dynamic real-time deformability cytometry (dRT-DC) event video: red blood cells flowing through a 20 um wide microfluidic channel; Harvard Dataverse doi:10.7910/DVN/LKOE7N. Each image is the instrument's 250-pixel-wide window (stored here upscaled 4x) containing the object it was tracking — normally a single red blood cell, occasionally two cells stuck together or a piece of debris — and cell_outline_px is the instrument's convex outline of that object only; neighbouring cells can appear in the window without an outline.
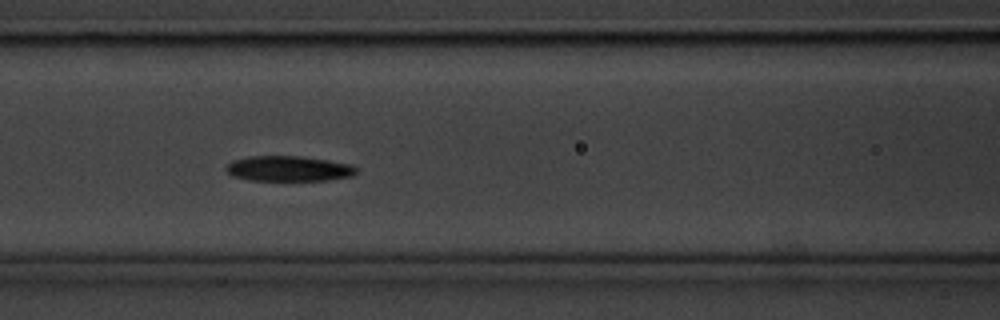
{"species": "common noctule bat (a hibernating species)", "species_latin": "Nyctalus noctula", "temperature_condition": "cold", "stored_images_in_passage": 48, "camera_frame_rate_fps": 3000, "um_per_image_px": 0.085, "animal": {"sex": "male", "body_mass_g": 20.1, "forearm_length_mm": 53.5}, "frame": {"image": 1, "passage_image": 14, "time_ms": 4.333, "image_size_px": [1000, 320], "cell_outline_px": [[356, 172], [352, 176], [328, 180], [248, 180], [232, 176], [224, 168], [232, 160], [248, 156], [300, 156], [328, 160], [352, 164], [356, 168]], "centroid_in_image_um": [24.51, 14.33], "position_along_channel_um": 142.1, "area_um2": 19.25}}
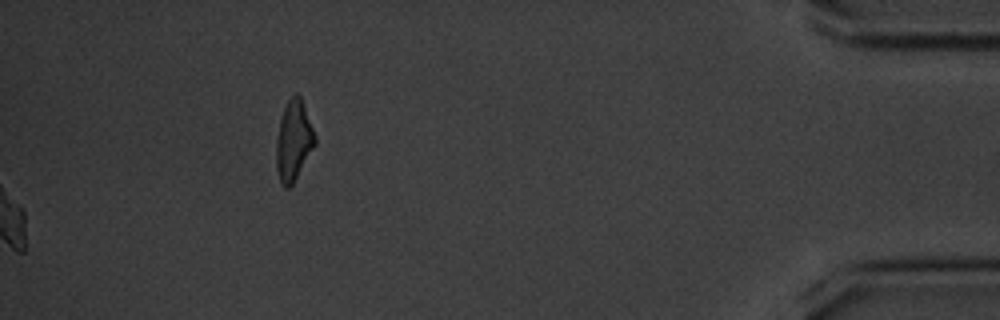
{"frame": {"image": 2, "passage_image": 48, "time_ms": 15.667, "image_size_px": [1000, 320], "cell_outline_px": [[316, 144], [292, 184], [288, 188], [284, 188], [280, 180], [276, 168], [276, 140], [280, 120], [284, 108], [288, 100], [296, 92], [300, 96], [316, 136]], "centroid_in_image_um": [24.95, 11.96], "position_along_channel_um": 410.2, "area_um2": 17.86}, "authors_computed_cell_mechanics": {"area_um2": 18.9584, "velocity_mm_per_s": 3.5079, "shape_relaxation_time_tau1_ms": 3.8637, "shape_relaxation_time_tau2_ms": null, "deformation_change_tau1": 0.1093, "deformation_change_tau2": null}}